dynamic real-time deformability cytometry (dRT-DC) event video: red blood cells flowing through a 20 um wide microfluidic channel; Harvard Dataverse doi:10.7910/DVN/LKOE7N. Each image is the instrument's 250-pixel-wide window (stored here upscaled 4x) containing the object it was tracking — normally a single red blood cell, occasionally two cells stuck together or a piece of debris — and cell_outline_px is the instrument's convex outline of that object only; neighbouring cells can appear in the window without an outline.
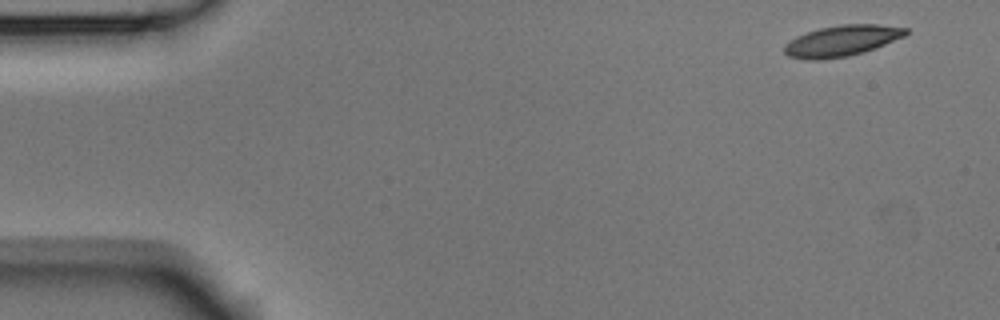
{"species": "Egyptian fruit bat (a non-hibernating species)", "species_latin": "Rousettus aegyptiacus", "temperature_condition": "room temperature", "stored_images_in_passage": 3, "camera_frame_rate_fps": 3000, "um_per_image_px": 0.085, "animal": {"sex": "male"}, "frame": {"image": 1, "passage_image": 1, "time_ms": 0.0, "image_size_px": [1000, 320], "cell_outline_px": [[908, 32], [904, 36], [864, 52], [848, 56], [820, 60], [808, 60], [788, 56], [784, 52], [784, 44], [796, 36], [820, 28], [840, 24], [876, 24], [908, 28]], "centroid_in_image_um": [71.52, 3.47], "position_along_channel_um": 13.5, "area_um2": 21.79}}